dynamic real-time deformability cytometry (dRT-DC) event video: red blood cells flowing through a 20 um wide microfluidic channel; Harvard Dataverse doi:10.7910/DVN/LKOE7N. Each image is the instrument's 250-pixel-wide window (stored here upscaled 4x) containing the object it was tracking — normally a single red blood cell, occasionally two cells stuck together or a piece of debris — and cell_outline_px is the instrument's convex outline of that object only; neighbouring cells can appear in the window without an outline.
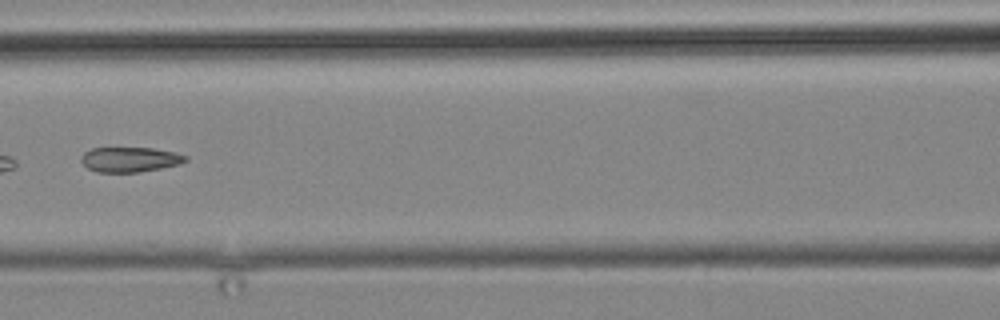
{"species": "common noctule bat (a hibernating species)", "species_latin": "Nyctalus noctula", "temperature_condition": "cold", "stored_images_in_passage": 15, "camera_frame_rate_fps": 3000, "um_per_image_px": 0.085, "animal": {"sex": "male", "body_mass_g": 19.2, "forearm_length_mm": 51.8}, "frame": {"image": 1, "passage_image": 11, "time_ms": 12.333, "image_size_px": [1000, 320], "cell_outline_px": [[188, 160], [180, 164], [140, 172], [96, 172], [88, 168], [80, 160], [80, 156], [84, 152], [92, 148], [152, 148], [176, 152], [188, 156]], "centroid_in_image_um": [11.05, 13.55], "position_along_channel_um": 155.5, "area_um2": 15.26}}
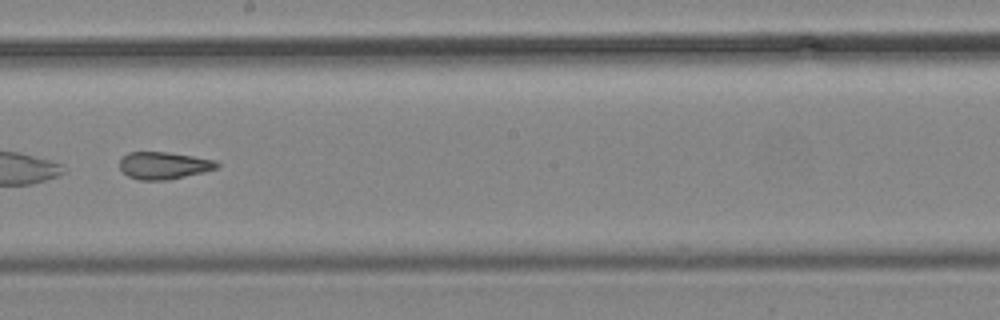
{"frame": {"image": 2, "passage_image": 13, "time_ms": 14.667, "image_size_px": [1000, 320], "cell_outline_px": [[220, 164], [216, 168], [204, 172], [168, 180], [140, 180], [128, 176], [120, 168], [120, 160], [128, 152], [168, 152], [216, 160]], "centroid_in_image_um": [13.93, 14.07], "position_along_channel_um": 234.3, "area_um2": 15.37}}